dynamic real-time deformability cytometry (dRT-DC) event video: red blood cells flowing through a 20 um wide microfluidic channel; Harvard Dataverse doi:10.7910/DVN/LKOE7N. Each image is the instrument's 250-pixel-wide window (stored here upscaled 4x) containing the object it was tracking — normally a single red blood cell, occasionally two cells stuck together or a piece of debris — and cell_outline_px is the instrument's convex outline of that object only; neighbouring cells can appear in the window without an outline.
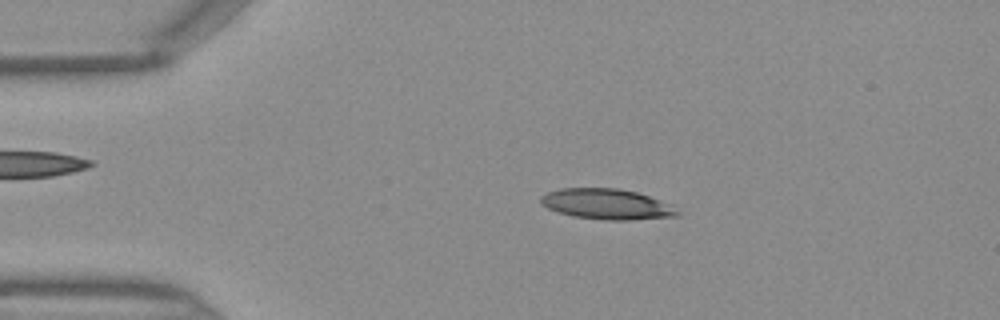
{"species": "Egyptian fruit bat (a non-hibernating species)", "species_latin": "Rousettus aegyptiacus", "temperature_condition": "warm", "stored_images_in_passage": 45, "camera_frame_rate_fps": 3000, "um_per_image_px": 0.085, "frame": {"image": 1, "passage_image": 8, "time_ms": 2.333, "image_size_px": [1000, 320], "cell_outline_px": [[680, 216], [632, 220], [604, 220], [572, 216], [556, 212], [540, 204], [540, 196], [548, 192], [560, 188], [620, 188], [636, 192], [648, 196], [680, 212]], "centroid_in_image_um": [51.49, 17.36], "position_along_channel_um": 33.5, "area_um2": 24.16}}
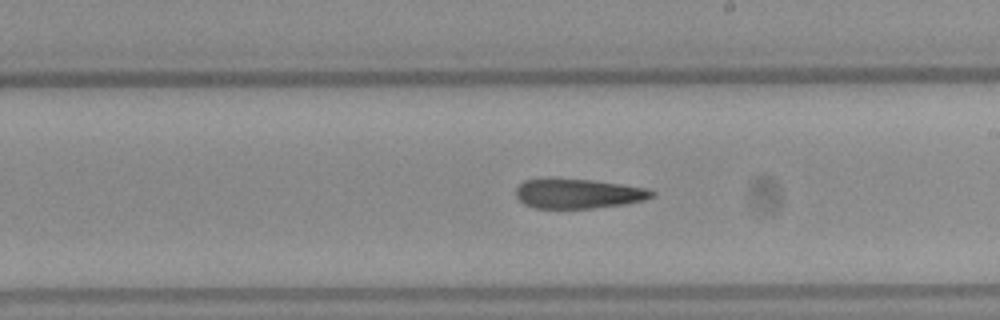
{"frame": {"image": 2, "passage_image": 25, "time_ms": 8.0, "image_size_px": [1000, 320], "cell_outline_px": [[656, 196], [644, 200], [628, 204], [592, 208], [532, 208], [524, 204], [516, 196], [516, 188], [524, 180], [544, 176], [592, 180], [648, 188], [656, 192]], "centroid_in_image_um": [49.13, 16.43], "position_along_channel_um": 239.9, "area_um2": 24.22}}
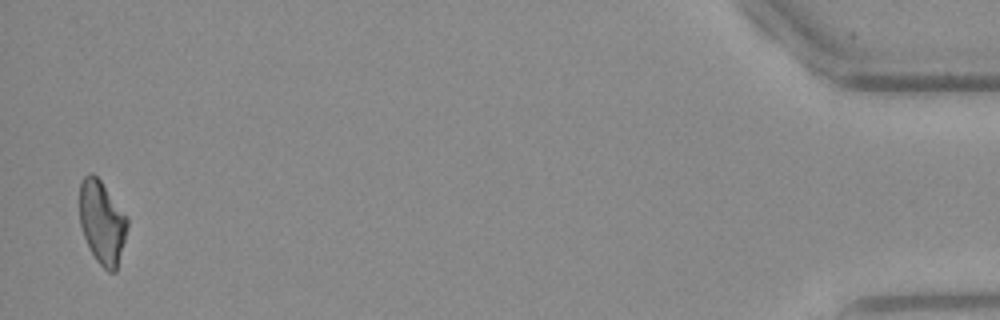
{"frame": {"image": 3, "passage_image": 44, "time_ms": 14.333, "image_size_px": [1000, 320], "cell_outline_px": [[128, 228], [116, 272], [108, 272], [96, 260], [88, 248], [80, 224], [80, 184], [84, 176], [88, 172], [92, 172], [100, 180], [128, 216]], "centroid_in_image_um": [8.69, 18.9], "position_along_channel_um": 426.5, "area_um2": 23.35}}